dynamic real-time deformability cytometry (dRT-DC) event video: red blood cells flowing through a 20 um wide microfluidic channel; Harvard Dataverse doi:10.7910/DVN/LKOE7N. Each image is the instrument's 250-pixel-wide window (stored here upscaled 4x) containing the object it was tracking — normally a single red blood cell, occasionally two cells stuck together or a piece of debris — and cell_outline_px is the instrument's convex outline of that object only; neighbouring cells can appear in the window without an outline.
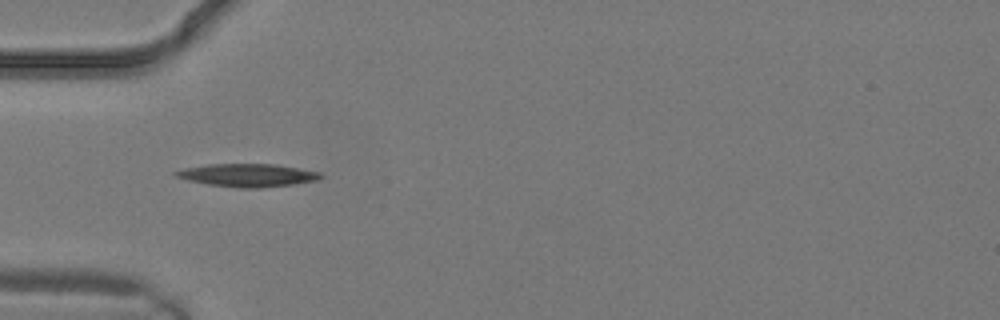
{"species": "common noctule bat (a hibernating species)", "species_latin": "Nyctalus noctula", "temperature_condition": "warm", "stored_images_in_passage": 1, "camera_frame_rate_fps": 3000, "um_per_image_px": 0.085, "animal": {"sex": "male", "body_mass_g": 19.2, "forearm_length_mm": 51.8}, "frame": {"image": 1, "passage_image": 1, "time_ms": 0.0, "image_size_px": [1000, 320], "cell_outline_px": [[324, 176], [320, 180], [292, 184], [260, 188], [240, 188], [208, 184], [188, 180], [176, 176], [172, 172], [184, 168], [208, 164], [276, 164], [320, 172]], "centroid_in_image_um": [21.07, 14.89], "position_along_channel_um": 63.9, "area_um2": 19.36}}